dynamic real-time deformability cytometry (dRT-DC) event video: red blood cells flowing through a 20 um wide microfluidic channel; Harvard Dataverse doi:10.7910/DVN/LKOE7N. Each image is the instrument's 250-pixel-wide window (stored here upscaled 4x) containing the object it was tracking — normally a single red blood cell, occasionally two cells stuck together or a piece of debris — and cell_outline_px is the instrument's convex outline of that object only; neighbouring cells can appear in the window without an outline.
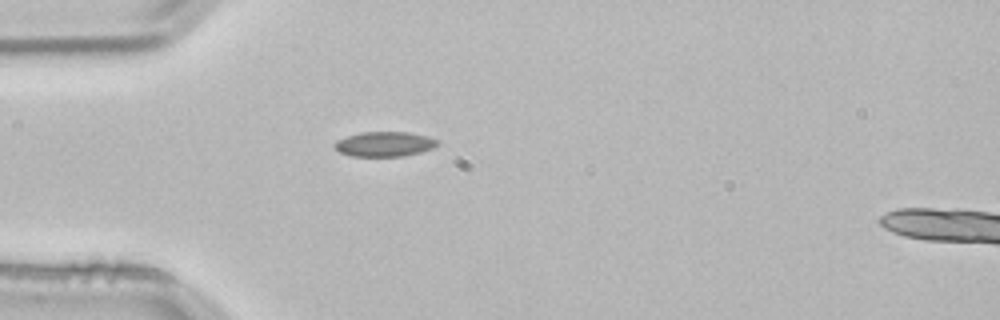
{"species": "common noctule bat (a hibernating species)", "species_latin": "Nyctalus noctula", "temperature_condition": "room temperature", "stored_images_in_passage": 3, "camera_frame_rate_fps": 3000, "um_per_image_px": 0.085, "animal": {"sex": "male", "body_mass_g": 21.5, "forearm_length_mm": 52.0}, "frame": {"image": 1, "passage_image": 3, "time_ms": 0.667, "image_size_px": [1000, 320], "cell_outline_px": [[440, 144], [432, 148], [420, 152], [404, 156], [352, 156], [340, 152], [332, 148], [332, 144], [336, 140], [360, 132], [408, 132], [428, 136], [440, 140]], "centroid_in_image_um": [32.68, 12.24], "position_along_channel_um": 52.3, "area_um2": 15.09}}